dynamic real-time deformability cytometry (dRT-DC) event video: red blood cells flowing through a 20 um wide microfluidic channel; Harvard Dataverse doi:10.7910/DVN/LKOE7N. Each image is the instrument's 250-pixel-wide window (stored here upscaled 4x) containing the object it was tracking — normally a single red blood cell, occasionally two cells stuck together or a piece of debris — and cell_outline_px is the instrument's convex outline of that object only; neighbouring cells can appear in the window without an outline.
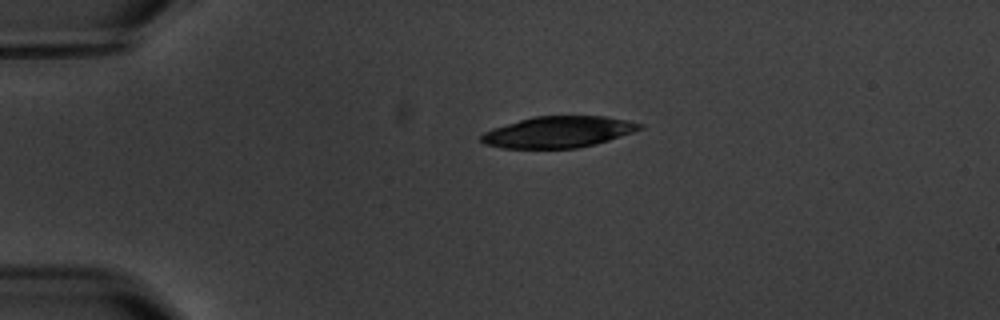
{"species": "common noctule bat (a hibernating species)", "species_latin": "Nyctalus noctula", "temperature_condition": "warm", "stored_images_in_passage": 2, "camera_frame_rate_fps": 3000, "um_per_image_px": 0.085, "animal": {"sex": "male", "body_mass_g": 20.1, "forearm_length_mm": 53.5}, "frame": {"image": 1, "passage_image": 1, "time_ms": 0.0, "image_size_px": [1000, 320], "cell_outline_px": [[644, 128], [596, 144], [576, 148], [504, 148], [484, 144], [480, 140], [480, 136], [484, 132], [492, 128], [532, 116], [604, 116], [628, 120], [644, 124]], "centroid_in_image_um": [47.45, 11.21], "position_along_channel_um": 37.6, "area_um2": 28.9}}